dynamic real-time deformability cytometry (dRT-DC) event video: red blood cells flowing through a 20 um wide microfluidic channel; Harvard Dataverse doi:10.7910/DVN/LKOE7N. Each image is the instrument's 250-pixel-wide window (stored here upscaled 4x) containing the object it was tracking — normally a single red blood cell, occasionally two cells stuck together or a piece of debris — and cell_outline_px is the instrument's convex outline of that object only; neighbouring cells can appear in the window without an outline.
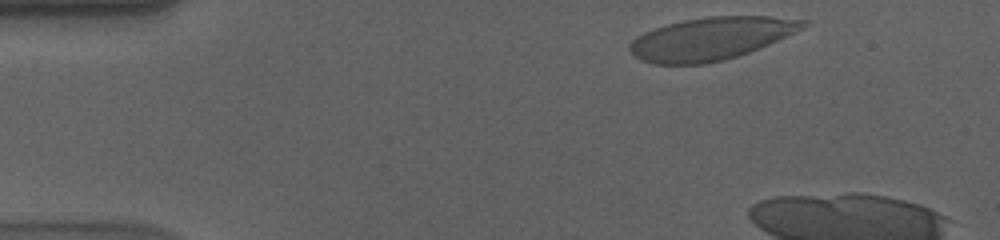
{"species": "human", "species_latin": "Homo sapiens", "temperature_condition": "cold", "stored_images_in_passage": 9, "camera_frame_rate_fps": 3000, "um_per_image_px": 0.085, "donor": {"sex": "male"}, "frame": {"image": 1, "passage_image": 2, "time_ms": 0.333, "image_size_px": [1000, 240], "cell_outline_px": [[812, 24], [796, 32], [768, 44], [748, 52], [724, 60], [704, 64], [652, 64], [640, 60], [628, 48], [628, 44], [636, 36], [644, 32], [668, 24], [684, 20], [708, 16], [768, 16], [812, 20]], "centroid_in_image_um": [60.46, 3.27], "position_along_channel_um": 24.5, "area_um2": 43.18}}